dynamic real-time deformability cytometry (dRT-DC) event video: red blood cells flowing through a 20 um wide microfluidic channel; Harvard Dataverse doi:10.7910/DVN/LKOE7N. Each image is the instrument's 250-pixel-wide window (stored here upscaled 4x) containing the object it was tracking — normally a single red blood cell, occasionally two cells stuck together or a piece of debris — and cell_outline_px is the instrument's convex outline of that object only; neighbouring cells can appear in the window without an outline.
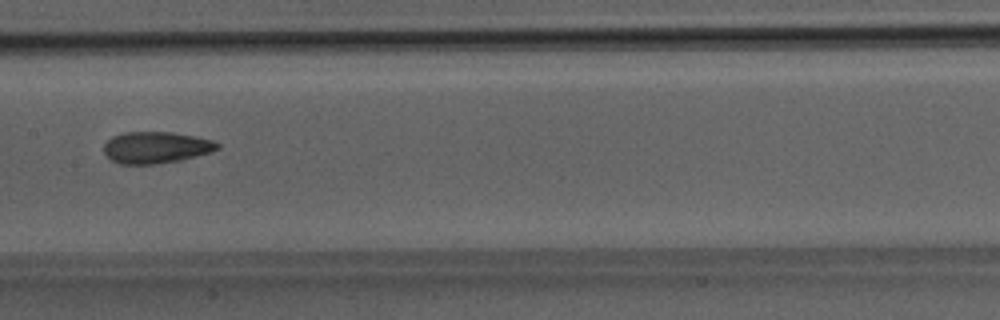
{"species": "Egyptian fruit bat (a non-hibernating species)", "species_latin": "Rousettus aegyptiacus", "temperature_condition": "room temperature", "stored_images_in_passage": 40, "camera_frame_rate_fps": 3000, "um_per_image_px": 0.085, "animal": {"sex": "male"}, "frame": {"image": 1, "passage_image": 19, "time_ms": 6.0, "image_size_px": [1000, 320], "cell_outline_px": [[220, 148], [208, 152], [180, 160], [152, 164], [120, 164], [112, 160], [104, 152], [104, 144], [112, 136], [124, 132], [172, 132], [212, 140], [220, 144]], "centroid_in_image_um": [13.23, 12.53], "position_along_channel_um": 194.2, "area_um2": 20.63}}
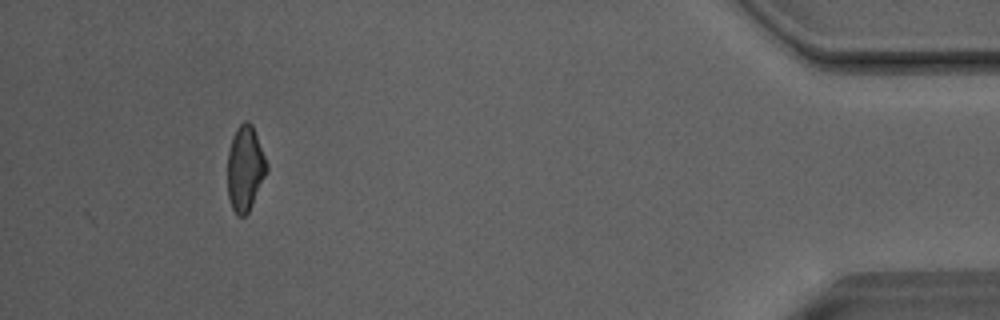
{"frame": {"image": 2, "passage_image": 40, "time_ms": 13.0, "image_size_px": [1000, 320], "cell_outline_px": [[268, 172], [248, 212], [244, 216], [236, 216], [232, 208], [228, 196], [228, 152], [232, 136], [236, 128], [244, 120], [248, 120], [252, 124], [268, 164]], "centroid_in_image_um": [20.84, 14.3], "position_along_channel_um": 414.4, "area_um2": 19.59}, "authors_computed_cell_mechanics": {"area_um2": 20.6057, "velocity_mm_per_s": 4.0764, "shape_relaxation_time_tau1_ms": 5.3492, "shape_relaxation_time_tau2_ms": 2.4395, "deformation_change_tau1": 0.1369, "deformation_change_tau2": 0.0979}}